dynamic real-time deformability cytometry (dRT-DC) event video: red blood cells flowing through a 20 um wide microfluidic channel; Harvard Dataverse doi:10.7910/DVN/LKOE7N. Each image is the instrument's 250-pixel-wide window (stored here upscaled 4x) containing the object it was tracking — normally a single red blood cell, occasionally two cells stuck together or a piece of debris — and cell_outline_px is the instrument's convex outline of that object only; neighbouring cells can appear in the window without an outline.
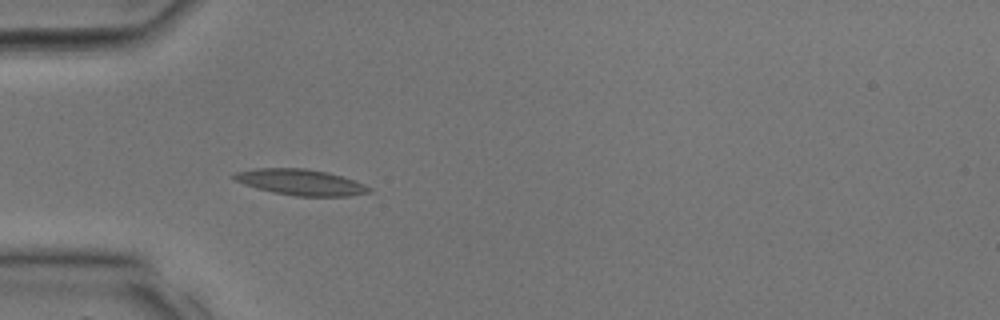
{"species": "common noctule bat (a hibernating species)", "species_latin": "Nyctalus noctula", "temperature_condition": "room temperature", "stored_images_in_passage": 16, "camera_frame_rate_fps": 3000, "um_per_image_px": 0.085, "animal": {"sex": "male", "body_mass_g": 17.9, "forearm_length_mm": 54.2}, "frame": {"image": 1, "passage_image": 10, "time_ms": 3.0, "image_size_px": [1000, 320], "cell_outline_px": [[372, 192], [348, 196], [296, 196], [272, 192], [256, 188], [244, 184], [228, 176], [236, 172], [256, 168], [308, 168], [328, 172], [364, 184], [372, 188]], "centroid_in_image_um": [25.53, 15.48], "position_along_channel_um": 59.5, "area_um2": 20.46}}
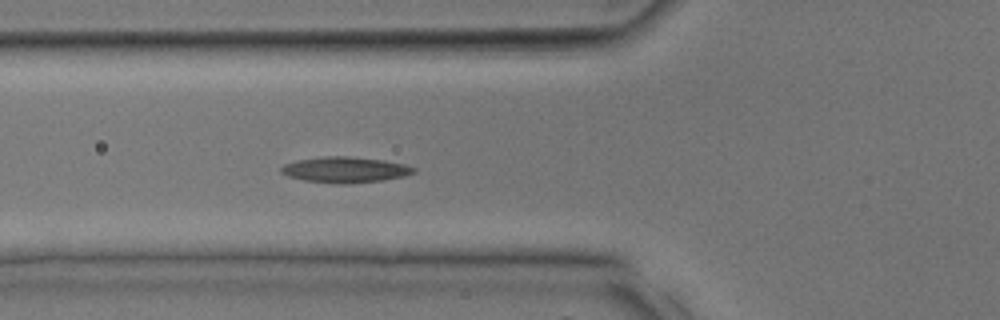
{"frame": {"image": 2, "passage_image": 12, "time_ms": 3.667, "image_size_px": [1000, 320], "cell_outline_px": [[416, 172], [404, 176], [384, 180], [348, 184], [344, 184], [304, 180], [288, 176], [280, 172], [280, 168], [284, 164], [296, 160], [324, 156], [348, 156], [384, 160], [404, 164], [416, 168]], "centroid_in_image_um": [29.34, 14.42], "position_along_channel_um": 96.5, "area_um2": 19.94}}
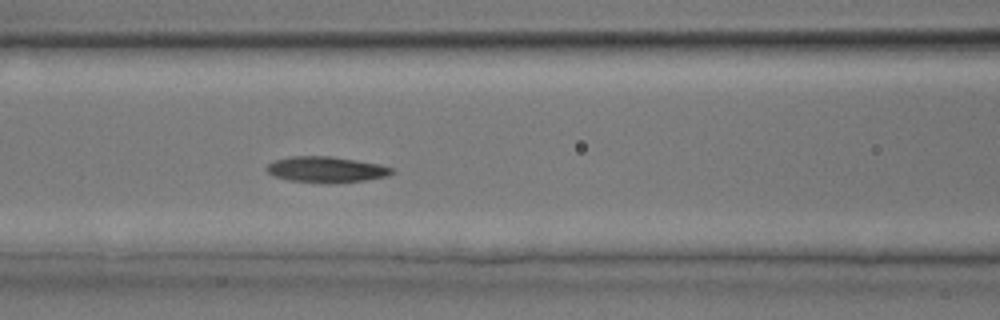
{"frame": {"image": 3, "passage_image": 14, "time_ms": 4.333, "image_size_px": [1000, 320], "cell_outline_px": [[396, 172], [388, 176], [364, 180], [328, 184], [288, 180], [276, 176], [268, 172], [264, 168], [272, 160], [288, 156], [332, 156], [380, 164], [392, 168]], "centroid_in_image_um": [27.71, 14.4], "position_along_channel_um": 138.9, "area_um2": 19.13}}